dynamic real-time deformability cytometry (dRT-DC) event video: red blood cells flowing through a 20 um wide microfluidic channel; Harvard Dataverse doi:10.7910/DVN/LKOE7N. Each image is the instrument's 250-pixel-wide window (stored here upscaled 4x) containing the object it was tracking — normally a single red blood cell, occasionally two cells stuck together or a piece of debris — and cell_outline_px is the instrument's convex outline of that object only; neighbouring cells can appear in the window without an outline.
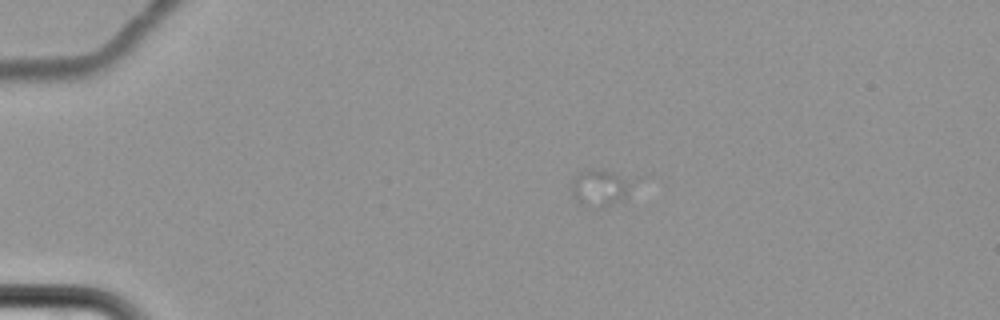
{"species": "common noctule bat (a hibernating species)", "species_latin": "Nyctalus noctula", "temperature_condition": "cold", "stored_images_in_passage": 4, "camera_frame_rate_fps": 3000, "um_per_image_px": 0.085, "animal": {"sex": "female", "body_mass_g": 22.7, "forearm_length_mm": 54.2}, "frame": {"image": 1, "passage_image": 1, "time_ms": 0.0, "image_size_px": [1000, 320], "cell_outline_px": [[628, 184], [624, 196], [620, 200], [604, 208], [580, 204], [572, 192], [572, 184], [576, 176], [580, 172], [588, 168], [596, 168], [612, 172], [624, 180]], "centroid_in_image_um": [50.87, 15.96], "position_along_channel_um": 34.1, "area_um2": 12.02}}